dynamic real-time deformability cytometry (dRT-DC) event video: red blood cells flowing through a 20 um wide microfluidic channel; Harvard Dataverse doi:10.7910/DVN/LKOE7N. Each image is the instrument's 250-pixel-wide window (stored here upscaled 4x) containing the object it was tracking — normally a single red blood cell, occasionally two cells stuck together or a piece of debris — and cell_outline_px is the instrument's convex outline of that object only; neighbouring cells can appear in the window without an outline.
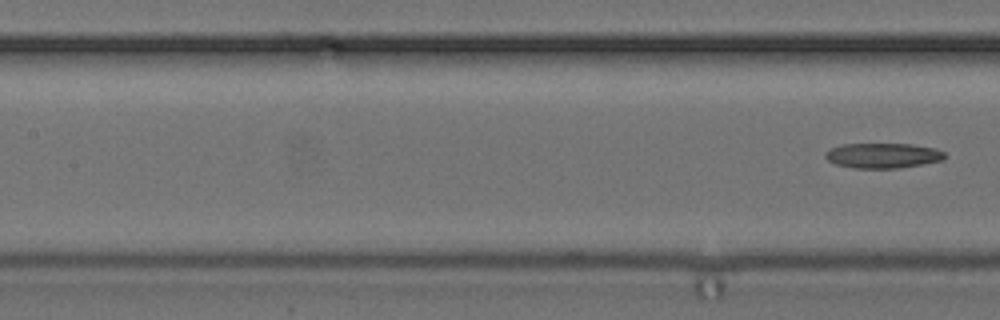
{"species": "common noctule bat (a hibernating species)", "species_latin": "Nyctalus noctula", "temperature_condition": "cold", "stored_images_in_passage": 21, "camera_frame_rate_fps": 3000, "um_per_image_px": 0.085, "animal": {"sex": "female", "body_mass_g": 24.6, "forearm_length_mm": 56.2}, "frame": {"image": 1, "passage_image": 21, "time_ms": 6.667, "image_size_px": [1000, 320], "cell_outline_px": [[948, 156], [944, 160], [900, 168], [852, 168], [836, 164], [828, 160], [824, 156], [824, 152], [828, 148], [840, 144], [912, 144], [936, 148], [944, 152]], "centroid_in_image_um": [75.04, 13.22], "position_along_channel_um": 132.4, "area_um2": 17.74}}